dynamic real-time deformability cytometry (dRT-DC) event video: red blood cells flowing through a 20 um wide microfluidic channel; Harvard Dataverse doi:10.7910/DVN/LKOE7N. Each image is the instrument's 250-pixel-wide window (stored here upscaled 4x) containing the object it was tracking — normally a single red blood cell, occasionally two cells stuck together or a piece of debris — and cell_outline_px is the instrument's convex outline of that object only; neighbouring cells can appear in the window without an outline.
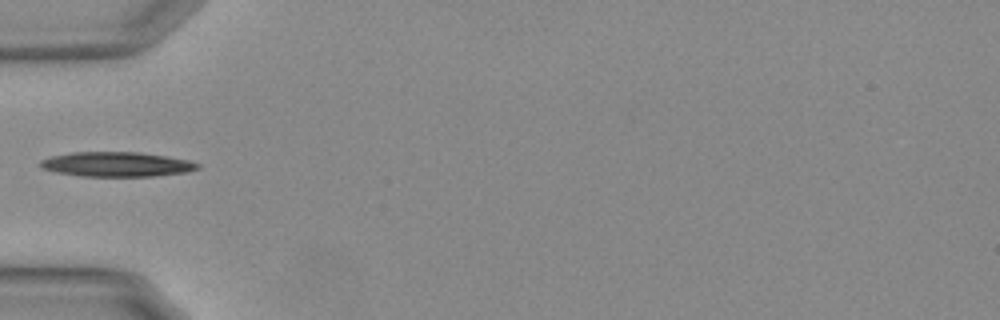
{"species": "Egyptian fruit bat (a non-hibernating species)", "species_latin": "Rousettus aegyptiacus", "temperature_condition": "warm", "stored_images_in_passage": 8, "camera_frame_rate_fps": 3000, "um_per_image_px": 0.085, "animal": {"sex": "female"}, "frame": {"image": 1, "passage_image": 1, "time_ms": 0.0, "image_size_px": [1000, 320], "cell_outline_px": [[200, 168], [184, 172], [152, 176], [80, 176], [56, 172], [40, 168], [40, 160], [52, 156], [72, 152], [140, 152], [188, 160], [200, 164]], "centroid_in_image_um": [9.88, 13.96], "position_along_channel_um": 75.1, "area_um2": 22.48}}